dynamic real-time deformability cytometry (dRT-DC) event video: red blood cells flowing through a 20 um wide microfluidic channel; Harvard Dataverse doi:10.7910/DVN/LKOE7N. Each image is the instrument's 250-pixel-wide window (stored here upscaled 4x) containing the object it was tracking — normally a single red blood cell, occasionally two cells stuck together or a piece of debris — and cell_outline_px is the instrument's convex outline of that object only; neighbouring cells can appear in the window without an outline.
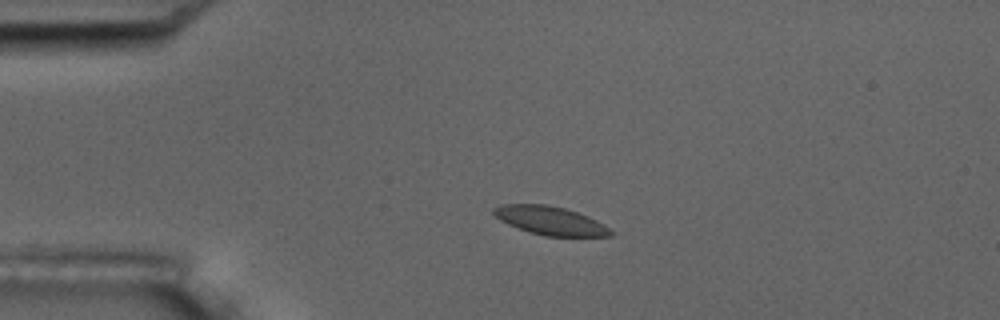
{"species": "common noctule bat (a hibernating species)", "species_latin": "Nyctalus noctula", "temperature_condition": "room temperature", "stored_images_in_passage": 3, "camera_frame_rate_fps": 3000, "um_per_image_px": 0.085, "animal": {"sex": "male", "body_mass_g": 17.5, "forearm_length_mm": 52.3}, "frame": {"image": 1, "passage_image": 2, "time_ms": 1.0, "image_size_px": [1000, 320], "cell_outline_px": [[616, 232], [612, 236], [544, 236], [528, 232], [508, 224], [500, 220], [492, 212], [492, 208], [500, 204], [548, 204], [564, 208], [588, 216], [604, 224]], "centroid_in_image_um": [46.78, 18.75], "position_along_channel_um": 38.2, "area_um2": 19.59}}